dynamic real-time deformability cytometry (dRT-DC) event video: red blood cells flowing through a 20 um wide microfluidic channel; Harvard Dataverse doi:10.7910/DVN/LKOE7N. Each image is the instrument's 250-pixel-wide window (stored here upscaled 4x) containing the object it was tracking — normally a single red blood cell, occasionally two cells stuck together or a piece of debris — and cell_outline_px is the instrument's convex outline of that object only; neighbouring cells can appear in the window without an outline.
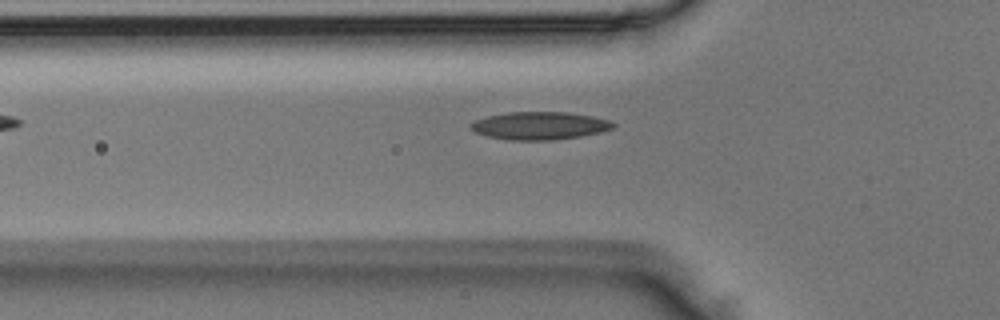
{"species": "Egyptian fruit bat (a non-hibernating species)", "species_latin": "Rousettus aegyptiacus", "temperature_condition": "room temperature", "stored_images_in_passage": 4, "camera_frame_rate_fps": 3000, "um_per_image_px": 0.085, "animal": {"sex": "male"}, "frame": {"image": 1, "passage_image": 4, "time_ms": 1.0, "image_size_px": [1000, 320], "cell_outline_px": [[616, 124], [612, 128], [600, 132], [580, 136], [552, 140], [508, 140], [488, 136], [476, 132], [468, 128], [468, 124], [476, 120], [488, 116], [508, 112], [568, 112], [592, 116], [612, 120]], "centroid_in_image_um": [45.86, 10.68], "position_along_channel_um": 79.9, "area_um2": 23.12}}